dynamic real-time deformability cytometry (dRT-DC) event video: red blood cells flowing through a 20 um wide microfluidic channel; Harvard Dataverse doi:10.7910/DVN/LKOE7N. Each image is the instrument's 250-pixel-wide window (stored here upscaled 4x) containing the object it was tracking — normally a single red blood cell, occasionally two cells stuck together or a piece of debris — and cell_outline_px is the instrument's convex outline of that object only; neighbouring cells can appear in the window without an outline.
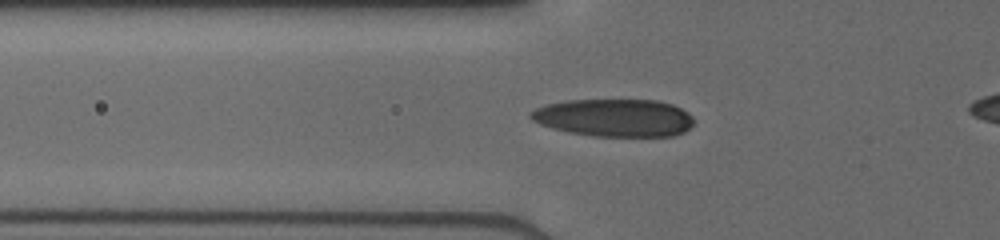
{"species": "human", "species_latin": "Homo sapiens", "temperature_condition": "cold", "stored_images_in_passage": 38, "camera_frame_rate_fps": 3000, "um_per_image_px": 0.085, "donor": {"sex": "male"}, "frame": {"image": 1, "passage_image": 13, "time_ms": 4.0, "image_size_px": [1000, 240], "cell_outline_px": [[692, 124], [684, 132], [672, 136], [592, 136], [568, 132], [552, 128], [540, 124], [532, 120], [528, 116], [536, 108], [548, 104], [568, 100], [656, 100], [672, 104], [688, 112], [692, 116]], "centroid_in_image_um": [52.21, 10.01], "position_along_channel_um": 73.6, "area_um2": 35.72}}
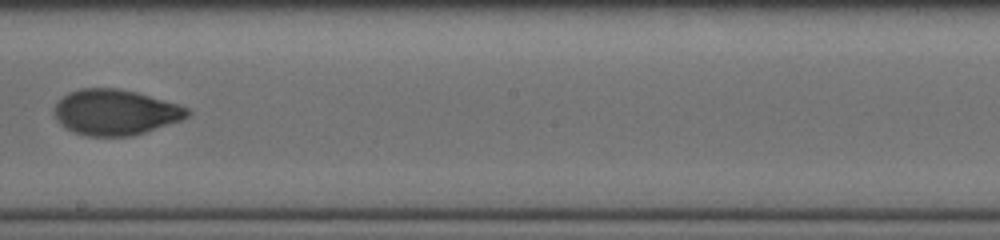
{"frame": {"image": 2, "passage_image": 19, "time_ms": 8.0, "image_size_px": [1000, 240], "cell_outline_px": [[192, 112], [188, 116], [180, 120], [132, 136], [88, 136], [72, 132], [56, 116], [52, 108], [68, 92], [80, 88], [120, 88], [136, 92], [176, 104], [188, 108]], "centroid_in_image_um": [9.8, 9.53], "position_along_channel_um": 238.4, "area_um2": 34.91}}
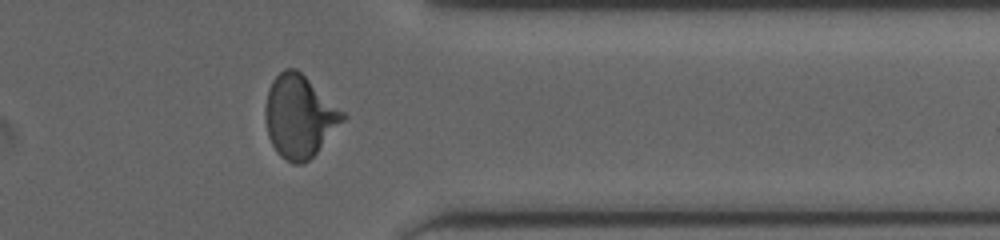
{"frame": {"image": 3, "passage_image": 33, "time_ms": 11.667, "image_size_px": [1000, 240], "cell_outline_px": [[348, 116], [316, 152], [304, 164], [292, 164], [280, 156], [276, 152], [268, 136], [264, 116], [264, 108], [268, 88], [272, 80], [284, 68], [296, 68], [344, 112]], "centroid_in_image_um": [25.42, 9.89], "position_along_channel_um": 386.0, "area_um2": 37.11}}